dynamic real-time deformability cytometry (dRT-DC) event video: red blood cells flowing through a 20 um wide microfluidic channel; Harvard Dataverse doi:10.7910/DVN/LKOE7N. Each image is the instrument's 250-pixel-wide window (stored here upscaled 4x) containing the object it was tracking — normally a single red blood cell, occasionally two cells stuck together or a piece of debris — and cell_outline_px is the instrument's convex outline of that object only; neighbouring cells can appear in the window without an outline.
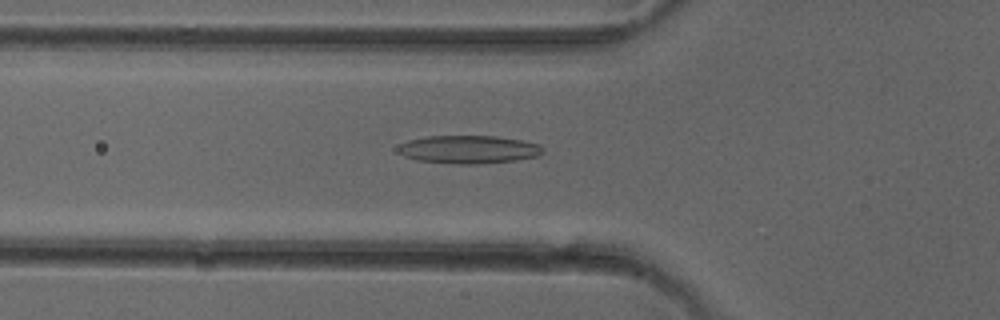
{"species": "common noctule bat (a hibernating species)", "species_latin": "Nyctalus noctula", "temperature_condition": "cold", "stored_images_in_passage": 51, "camera_frame_rate_fps": 3000, "um_per_image_px": 0.085, "animal": {"sex": "female"}, "frame": {"image": 1, "passage_image": 18, "time_ms": 5.667, "image_size_px": [1000, 320], "cell_outline_px": [[544, 152], [536, 156], [516, 160], [476, 164], [452, 164], [416, 160], [404, 156], [396, 148], [400, 144], [408, 140], [428, 136], [496, 136], [520, 140], [540, 144], [544, 148]], "centroid_in_image_um": [39.82, 12.7], "position_along_channel_um": 86.0, "area_um2": 23.76}}
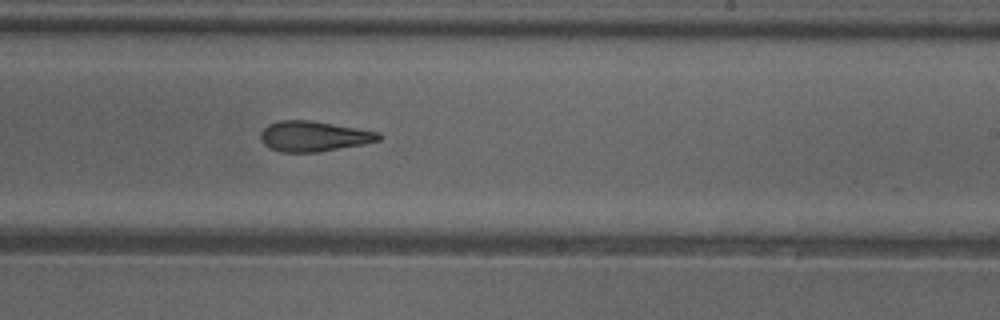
{"frame": {"image": 2, "passage_image": 31, "time_ms": 10.0, "image_size_px": [1000, 320], "cell_outline_px": [[384, 136], [380, 140], [364, 144], [316, 152], [280, 152], [264, 144], [260, 140], [260, 132], [268, 124], [280, 120], [312, 120], [380, 132]], "centroid_in_image_um": [26.68, 11.57], "position_along_channel_um": 262.3, "area_um2": 20.98}}
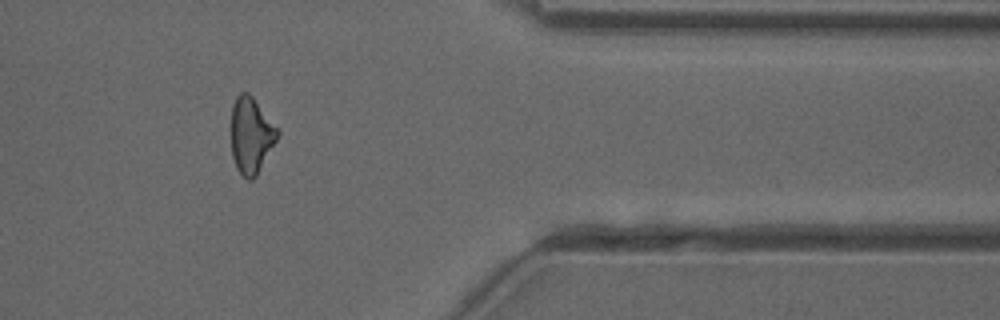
{"frame": {"image": 3, "passage_image": 42, "time_ms": 13.667, "image_size_px": [1000, 320], "cell_outline_px": [[280, 132], [276, 140], [256, 176], [252, 180], [248, 180], [236, 168], [232, 156], [232, 104], [236, 96], [240, 92], [248, 92], [252, 96]], "centroid_in_image_um": [21.32, 11.49], "position_along_channel_um": 390.1, "area_um2": 20.17}, "authors_computed_cell_mechanics": {"area_um2": 21.386, "velocity_mm_per_s": 4.0449, "shape_relaxation_time_tau1_ms": 6.8683, "shape_relaxation_time_tau2_ms": 2.6748, "deformation_change_tau1": 0.1909, "deformation_change_tau2": 0.1294}}